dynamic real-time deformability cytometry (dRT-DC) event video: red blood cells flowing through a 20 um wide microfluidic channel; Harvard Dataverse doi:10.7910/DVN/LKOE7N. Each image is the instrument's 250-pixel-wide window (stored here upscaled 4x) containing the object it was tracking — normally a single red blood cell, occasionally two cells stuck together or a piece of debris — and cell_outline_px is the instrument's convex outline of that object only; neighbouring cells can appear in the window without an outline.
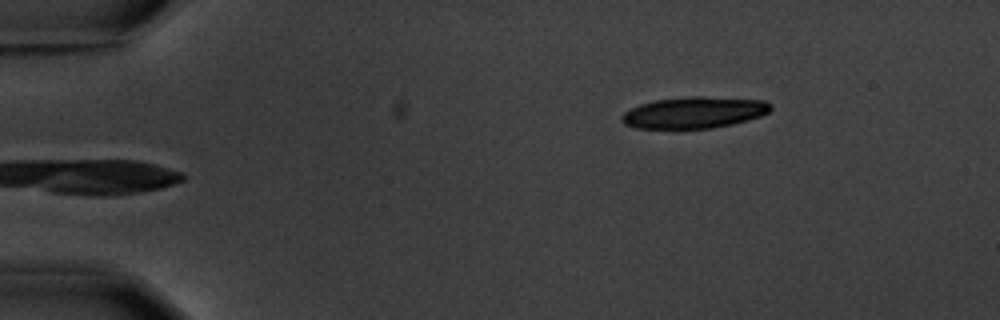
{"species": "common noctule bat (a hibernating species)", "species_latin": "Nyctalus noctula", "temperature_condition": "warm", "stored_images_in_passage": 6, "camera_frame_rate_fps": 3000, "um_per_image_px": 0.085, "animal": {"sex": "male", "body_mass_g": 20.1, "forearm_length_mm": 53.5}, "frame": {"image": 1, "passage_image": 6, "time_ms": 6.667, "image_size_px": [1000, 320], "cell_outline_px": [[772, 108], [768, 112], [760, 116], [748, 120], [732, 124], [712, 128], [636, 128], [624, 124], [620, 120], [620, 116], [624, 112], [640, 104], [656, 100], [692, 96], [700, 96], [764, 100], [772, 104]], "centroid_in_image_um": [59.0, 9.56], "position_along_channel_um": 26.0, "area_um2": 27.22}}